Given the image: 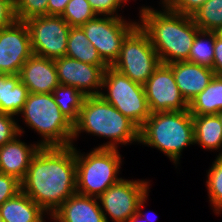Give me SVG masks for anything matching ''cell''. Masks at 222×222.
<instances>
[{"mask_svg":"<svg viewBox=\"0 0 222 222\" xmlns=\"http://www.w3.org/2000/svg\"><path fill=\"white\" fill-rule=\"evenodd\" d=\"M21 191L46 213L77 193L75 146L41 147L33 156Z\"/></svg>","mask_w":222,"mask_h":222,"instance_id":"obj_1","label":"cell"},{"mask_svg":"<svg viewBox=\"0 0 222 222\" xmlns=\"http://www.w3.org/2000/svg\"><path fill=\"white\" fill-rule=\"evenodd\" d=\"M161 7L162 11L142 6L138 24L148 34L161 63L188 61L189 51L200 29L192 16Z\"/></svg>","mask_w":222,"mask_h":222,"instance_id":"obj_2","label":"cell"},{"mask_svg":"<svg viewBox=\"0 0 222 222\" xmlns=\"http://www.w3.org/2000/svg\"><path fill=\"white\" fill-rule=\"evenodd\" d=\"M83 132L110 140L95 148L118 149L119 144H140V128L100 95L85 97L78 120L73 124V146Z\"/></svg>","mask_w":222,"mask_h":222,"instance_id":"obj_3","label":"cell"},{"mask_svg":"<svg viewBox=\"0 0 222 222\" xmlns=\"http://www.w3.org/2000/svg\"><path fill=\"white\" fill-rule=\"evenodd\" d=\"M139 143L160 150L177 168L181 152L195 144L193 115L189 110L151 113L140 128Z\"/></svg>","mask_w":222,"mask_h":222,"instance_id":"obj_4","label":"cell"},{"mask_svg":"<svg viewBox=\"0 0 222 222\" xmlns=\"http://www.w3.org/2000/svg\"><path fill=\"white\" fill-rule=\"evenodd\" d=\"M42 140L41 147H67L72 145L73 123L61 112L52 93H29L19 115Z\"/></svg>","mask_w":222,"mask_h":222,"instance_id":"obj_5","label":"cell"},{"mask_svg":"<svg viewBox=\"0 0 222 222\" xmlns=\"http://www.w3.org/2000/svg\"><path fill=\"white\" fill-rule=\"evenodd\" d=\"M81 153L75 147L77 194L96 197L118 182L122 155L118 149L93 148Z\"/></svg>","mask_w":222,"mask_h":222,"instance_id":"obj_6","label":"cell"},{"mask_svg":"<svg viewBox=\"0 0 222 222\" xmlns=\"http://www.w3.org/2000/svg\"><path fill=\"white\" fill-rule=\"evenodd\" d=\"M100 96L139 128L151 115L144 85L133 82L112 66L104 71Z\"/></svg>","mask_w":222,"mask_h":222,"instance_id":"obj_7","label":"cell"},{"mask_svg":"<svg viewBox=\"0 0 222 222\" xmlns=\"http://www.w3.org/2000/svg\"><path fill=\"white\" fill-rule=\"evenodd\" d=\"M161 64L148 34L138 24L124 39L113 68L144 85Z\"/></svg>","mask_w":222,"mask_h":222,"instance_id":"obj_8","label":"cell"},{"mask_svg":"<svg viewBox=\"0 0 222 222\" xmlns=\"http://www.w3.org/2000/svg\"><path fill=\"white\" fill-rule=\"evenodd\" d=\"M124 18L97 15L80 26L108 66L116 62L124 39L138 25L136 20L126 21Z\"/></svg>","mask_w":222,"mask_h":222,"instance_id":"obj_9","label":"cell"},{"mask_svg":"<svg viewBox=\"0 0 222 222\" xmlns=\"http://www.w3.org/2000/svg\"><path fill=\"white\" fill-rule=\"evenodd\" d=\"M34 55L48 59L66 56L70 26L61 16H36L24 21Z\"/></svg>","mask_w":222,"mask_h":222,"instance_id":"obj_10","label":"cell"},{"mask_svg":"<svg viewBox=\"0 0 222 222\" xmlns=\"http://www.w3.org/2000/svg\"><path fill=\"white\" fill-rule=\"evenodd\" d=\"M148 180H127L121 178L98 197L105 221L128 222L138 210L140 201L150 191ZM108 215V216H107Z\"/></svg>","mask_w":222,"mask_h":222,"instance_id":"obj_11","label":"cell"},{"mask_svg":"<svg viewBox=\"0 0 222 222\" xmlns=\"http://www.w3.org/2000/svg\"><path fill=\"white\" fill-rule=\"evenodd\" d=\"M144 89L151 113L188 110L189 103L179 91L168 64L161 63L155 69Z\"/></svg>","mask_w":222,"mask_h":222,"instance_id":"obj_12","label":"cell"},{"mask_svg":"<svg viewBox=\"0 0 222 222\" xmlns=\"http://www.w3.org/2000/svg\"><path fill=\"white\" fill-rule=\"evenodd\" d=\"M30 33L24 21L0 30V73L19 74L32 55Z\"/></svg>","mask_w":222,"mask_h":222,"instance_id":"obj_13","label":"cell"},{"mask_svg":"<svg viewBox=\"0 0 222 222\" xmlns=\"http://www.w3.org/2000/svg\"><path fill=\"white\" fill-rule=\"evenodd\" d=\"M58 81L72 86L85 96L100 95L104 71L108 66L84 63L68 56L54 59Z\"/></svg>","mask_w":222,"mask_h":222,"instance_id":"obj_14","label":"cell"},{"mask_svg":"<svg viewBox=\"0 0 222 222\" xmlns=\"http://www.w3.org/2000/svg\"><path fill=\"white\" fill-rule=\"evenodd\" d=\"M19 76L29 93H52L60 84L54 60L34 54L24 63Z\"/></svg>","mask_w":222,"mask_h":222,"instance_id":"obj_15","label":"cell"},{"mask_svg":"<svg viewBox=\"0 0 222 222\" xmlns=\"http://www.w3.org/2000/svg\"><path fill=\"white\" fill-rule=\"evenodd\" d=\"M22 134L0 146V172L16 177L22 181L36 152L41 148L39 144H30L19 139Z\"/></svg>","mask_w":222,"mask_h":222,"instance_id":"obj_16","label":"cell"},{"mask_svg":"<svg viewBox=\"0 0 222 222\" xmlns=\"http://www.w3.org/2000/svg\"><path fill=\"white\" fill-rule=\"evenodd\" d=\"M168 65L172 68L179 91L188 103L208 86L215 75L213 69L188 61Z\"/></svg>","mask_w":222,"mask_h":222,"instance_id":"obj_17","label":"cell"},{"mask_svg":"<svg viewBox=\"0 0 222 222\" xmlns=\"http://www.w3.org/2000/svg\"><path fill=\"white\" fill-rule=\"evenodd\" d=\"M55 213L65 222H106L98 198L74 194Z\"/></svg>","mask_w":222,"mask_h":222,"instance_id":"obj_18","label":"cell"},{"mask_svg":"<svg viewBox=\"0 0 222 222\" xmlns=\"http://www.w3.org/2000/svg\"><path fill=\"white\" fill-rule=\"evenodd\" d=\"M3 222H45L47 213L22 191L0 206Z\"/></svg>","mask_w":222,"mask_h":222,"instance_id":"obj_19","label":"cell"},{"mask_svg":"<svg viewBox=\"0 0 222 222\" xmlns=\"http://www.w3.org/2000/svg\"><path fill=\"white\" fill-rule=\"evenodd\" d=\"M28 94L19 74L0 73V112L18 116Z\"/></svg>","mask_w":222,"mask_h":222,"instance_id":"obj_20","label":"cell"},{"mask_svg":"<svg viewBox=\"0 0 222 222\" xmlns=\"http://www.w3.org/2000/svg\"><path fill=\"white\" fill-rule=\"evenodd\" d=\"M194 140L205 150H222V123L218 114L193 115ZM216 156H222V151Z\"/></svg>","mask_w":222,"mask_h":222,"instance_id":"obj_21","label":"cell"},{"mask_svg":"<svg viewBox=\"0 0 222 222\" xmlns=\"http://www.w3.org/2000/svg\"><path fill=\"white\" fill-rule=\"evenodd\" d=\"M192 115L219 114L222 111V76L214 75L208 86L189 103Z\"/></svg>","mask_w":222,"mask_h":222,"instance_id":"obj_22","label":"cell"},{"mask_svg":"<svg viewBox=\"0 0 222 222\" xmlns=\"http://www.w3.org/2000/svg\"><path fill=\"white\" fill-rule=\"evenodd\" d=\"M66 56L92 65L108 66L102 60L96 47L90 44V41L80 27L70 28Z\"/></svg>","mask_w":222,"mask_h":222,"instance_id":"obj_23","label":"cell"},{"mask_svg":"<svg viewBox=\"0 0 222 222\" xmlns=\"http://www.w3.org/2000/svg\"><path fill=\"white\" fill-rule=\"evenodd\" d=\"M61 112L74 124L79 117L85 95L75 87L59 84L52 92Z\"/></svg>","mask_w":222,"mask_h":222,"instance_id":"obj_24","label":"cell"},{"mask_svg":"<svg viewBox=\"0 0 222 222\" xmlns=\"http://www.w3.org/2000/svg\"><path fill=\"white\" fill-rule=\"evenodd\" d=\"M215 32L200 30L189 51L188 62L213 69Z\"/></svg>","mask_w":222,"mask_h":222,"instance_id":"obj_25","label":"cell"},{"mask_svg":"<svg viewBox=\"0 0 222 222\" xmlns=\"http://www.w3.org/2000/svg\"><path fill=\"white\" fill-rule=\"evenodd\" d=\"M192 18L202 31H219L222 28V0H207Z\"/></svg>","mask_w":222,"mask_h":222,"instance_id":"obj_26","label":"cell"},{"mask_svg":"<svg viewBox=\"0 0 222 222\" xmlns=\"http://www.w3.org/2000/svg\"><path fill=\"white\" fill-rule=\"evenodd\" d=\"M207 172L206 188L213 212L222 214V156L215 157Z\"/></svg>","mask_w":222,"mask_h":222,"instance_id":"obj_27","label":"cell"},{"mask_svg":"<svg viewBox=\"0 0 222 222\" xmlns=\"http://www.w3.org/2000/svg\"><path fill=\"white\" fill-rule=\"evenodd\" d=\"M96 16L87 0H70L61 15L70 27H80Z\"/></svg>","mask_w":222,"mask_h":222,"instance_id":"obj_28","label":"cell"},{"mask_svg":"<svg viewBox=\"0 0 222 222\" xmlns=\"http://www.w3.org/2000/svg\"><path fill=\"white\" fill-rule=\"evenodd\" d=\"M14 3L18 21L47 15L48 0H15Z\"/></svg>","mask_w":222,"mask_h":222,"instance_id":"obj_29","label":"cell"},{"mask_svg":"<svg viewBox=\"0 0 222 222\" xmlns=\"http://www.w3.org/2000/svg\"><path fill=\"white\" fill-rule=\"evenodd\" d=\"M15 120L14 115L0 112V146L13 140L17 135L25 132Z\"/></svg>","mask_w":222,"mask_h":222,"instance_id":"obj_30","label":"cell"},{"mask_svg":"<svg viewBox=\"0 0 222 222\" xmlns=\"http://www.w3.org/2000/svg\"><path fill=\"white\" fill-rule=\"evenodd\" d=\"M21 192V181L11 175L0 172V206Z\"/></svg>","mask_w":222,"mask_h":222,"instance_id":"obj_31","label":"cell"},{"mask_svg":"<svg viewBox=\"0 0 222 222\" xmlns=\"http://www.w3.org/2000/svg\"><path fill=\"white\" fill-rule=\"evenodd\" d=\"M96 15L99 16H112V17H122L121 14L118 15L121 7H124L123 0H87ZM119 8V11H118Z\"/></svg>","mask_w":222,"mask_h":222,"instance_id":"obj_32","label":"cell"},{"mask_svg":"<svg viewBox=\"0 0 222 222\" xmlns=\"http://www.w3.org/2000/svg\"><path fill=\"white\" fill-rule=\"evenodd\" d=\"M207 0H168L163 7L183 14L192 16Z\"/></svg>","mask_w":222,"mask_h":222,"instance_id":"obj_33","label":"cell"},{"mask_svg":"<svg viewBox=\"0 0 222 222\" xmlns=\"http://www.w3.org/2000/svg\"><path fill=\"white\" fill-rule=\"evenodd\" d=\"M17 21L13 0H0V30L13 25Z\"/></svg>","mask_w":222,"mask_h":222,"instance_id":"obj_34","label":"cell"},{"mask_svg":"<svg viewBox=\"0 0 222 222\" xmlns=\"http://www.w3.org/2000/svg\"><path fill=\"white\" fill-rule=\"evenodd\" d=\"M213 70L215 75L222 76V37L215 32Z\"/></svg>","mask_w":222,"mask_h":222,"instance_id":"obj_35","label":"cell"},{"mask_svg":"<svg viewBox=\"0 0 222 222\" xmlns=\"http://www.w3.org/2000/svg\"><path fill=\"white\" fill-rule=\"evenodd\" d=\"M70 0H48L47 15L61 16Z\"/></svg>","mask_w":222,"mask_h":222,"instance_id":"obj_36","label":"cell"},{"mask_svg":"<svg viewBox=\"0 0 222 222\" xmlns=\"http://www.w3.org/2000/svg\"><path fill=\"white\" fill-rule=\"evenodd\" d=\"M148 196L149 194H147L139 203V206H138V210L137 212L131 217L128 219V222H143V221H147V222H152L154 220H151L152 218H149L148 216L150 215V213H144L142 212V208L145 207V203H146V200L148 199ZM152 213V212H151ZM148 214V215H147ZM157 215H155V220H156V217ZM143 218V219H142ZM143 220V221H142Z\"/></svg>","mask_w":222,"mask_h":222,"instance_id":"obj_37","label":"cell"},{"mask_svg":"<svg viewBox=\"0 0 222 222\" xmlns=\"http://www.w3.org/2000/svg\"><path fill=\"white\" fill-rule=\"evenodd\" d=\"M47 216H50L49 218L52 219L51 221L53 222H65L55 212L47 213Z\"/></svg>","mask_w":222,"mask_h":222,"instance_id":"obj_38","label":"cell"},{"mask_svg":"<svg viewBox=\"0 0 222 222\" xmlns=\"http://www.w3.org/2000/svg\"><path fill=\"white\" fill-rule=\"evenodd\" d=\"M167 1H168V0H160L161 3L159 2V5L161 4V6H162V5H164Z\"/></svg>","mask_w":222,"mask_h":222,"instance_id":"obj_39","label":"cell"},{"mask_svg":"<svg viewBox=\"0 0 222 222\" xmlns=\"http://www.w3.org/2000/svg\"><path fill=\"white\" fill-rule=\"evenodd\" d=\"M217 33L220 37H222V28L219 31H217Z\"/></svg>","mask_w":222,"mask_h":222,"instance_id":"obj_40","label":"cell"},{"mask_svg":"<svg viewBox=\"0 0 222 222\" xmlns=\"http://www.w3.org/2000/svg\"><path fill=\"white\" fill-rule=\"evenodd\" d=\"M218 115H219V118H220L221 123H222V111Z\"/></svg>","mask_w":222,"mask_h":222,"instance_id":"obj_41","label":"cell"},{"mask_svg":"<svg viewBox=\"0 0 222 222\" xmlns=\"http://www.w3.org/2000/svg\"><path fill=\"white\" fill-rule=\"evenodd\" d=\"M0 222H3V218H2V216H1V213H0Z\"/></svg>","mask_w":222,"mask_h":222,"instance_id":"obj_42","label":"cell"}]
</instances>
